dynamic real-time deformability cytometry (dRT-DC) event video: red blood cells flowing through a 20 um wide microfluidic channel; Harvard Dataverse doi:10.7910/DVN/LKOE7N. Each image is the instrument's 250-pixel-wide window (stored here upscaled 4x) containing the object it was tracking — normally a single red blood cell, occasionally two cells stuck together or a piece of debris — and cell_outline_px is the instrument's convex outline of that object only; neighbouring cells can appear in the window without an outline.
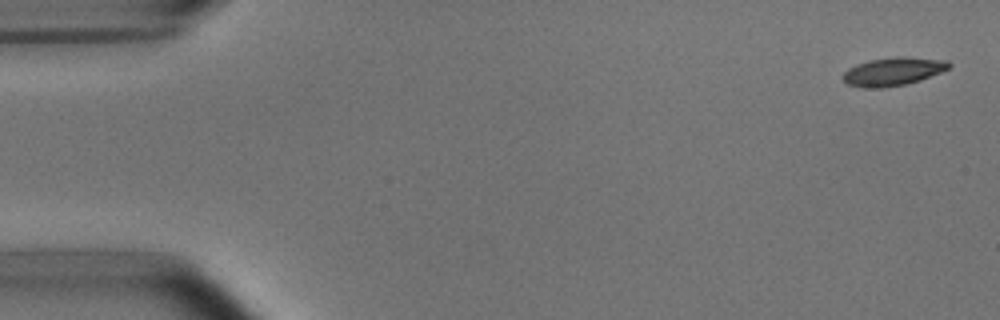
{"species": "common noctule bat (a hibernating species)", "species_latin": "Nyctalus noctula", "temperature_condition": "room temperature", "stored_images_in_passage": 4, "camera_frame_rate_fps": 3000, "um_per_image_px": 0.085, "animal": {"sex": "male", "body_mass_g": 15.6}, "frame": {"image": 1, "passage_image": 1, "time_ms": 0.0, "image_size_px": [1000, 320], "cell_outline_px": [[952, 64], [948, 68], [940, 72], [920, 80], [904, 84], [884, 88], [864, 88], [848, 84], [840, 76], [848, 68], [856, 64], [868, 60], [896, 56], [900, 56], [948, 60]], "centroid_in_image_um": [75.88, 6.07], "position_along_channel_um": 9.1, "area_um2": 17.51}}